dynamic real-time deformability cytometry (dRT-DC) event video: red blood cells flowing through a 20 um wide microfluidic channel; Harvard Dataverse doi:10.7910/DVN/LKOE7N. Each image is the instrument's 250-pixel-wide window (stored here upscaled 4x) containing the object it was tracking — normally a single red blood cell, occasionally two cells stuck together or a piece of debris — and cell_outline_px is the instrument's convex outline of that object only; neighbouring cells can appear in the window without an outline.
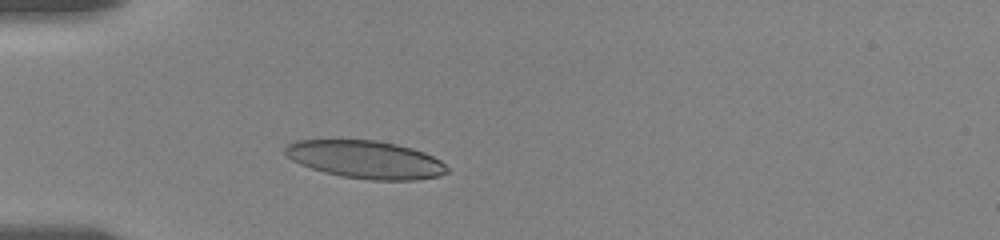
{"species": "human", "species_latin": "Homo sapiens", "temperature_condition": "room temperature", "stored_images_in_passage": 10, "camera_frame_rate_fps": 3000, "um_per_image_px": 0.085, "donor": {"sex": "female"}, "frame": {"image": 1, "passage_image": 5, "time_ms": 2.667, "image_size_px": [1000, 240], "cell_outline_px": [[448, 172], [440, 176], [416, 180], [372, 180], [340, 176], [324, 172], [300, 164], [292, 160], [284, 152], [284, 148], [288, 144], [296, 140], [376, 140], [396, 144], [412, 148], [424, 152], [440, 160], [448, 168]], "centroid_in_image_um": [31.08, 13.56], "position_along_channel_um": 53.9, "area_um2": 35.66}}
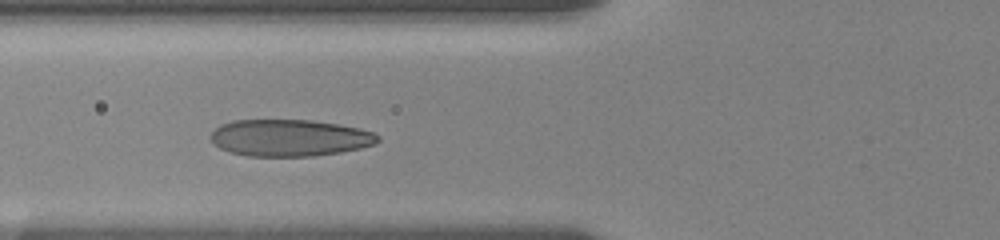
{"frame": {"image": 2, "passage_image": 7, "time_ms": 4.333, "image_size_px": [1000, 240], "cell_outline_px": [[380, 140], [376, 144], [360, 148], [340, 152], [312, 156], [248, 156], [232, 152], [220, 148], [208, 136], [220, 124], [232, 120], [312, 120], [360, 128], [372, 132], [380, 136]], "centroid_in_image_um": [24.63, 11.71], "position_along_channel_um": 101.2, "area_um2": 35.84}}
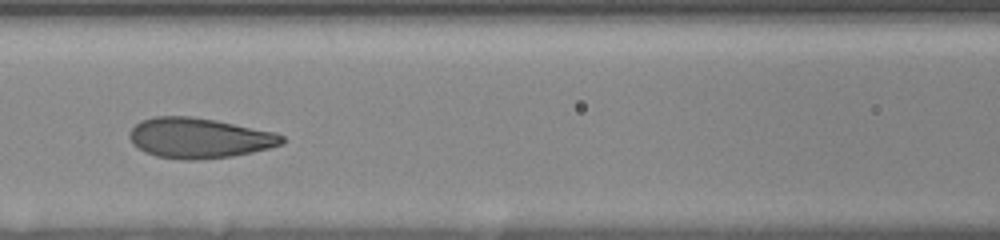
{"frame": {"image": 3, "passage_image": 9, "time_ms": 5.667, "image_size_px": [1000, 240], "cell_outline_px": [[284, 144], [252, 152], [232, 156], [200, 160], [184, 160], [156, 156], [144, 152], [132, 144], [128, 136], [128, 132], [140, 120], [152, 116], [188, 116], [216, 120], [276, 132], [284, 136]], "centroid_in_image_um": [16.9, 11.73], "position_along_channel_um": 149.7, "area_um2": 36.13}}